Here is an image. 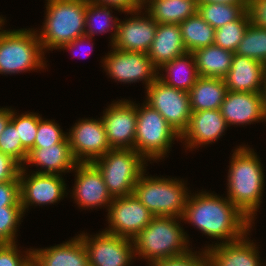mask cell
<instances>
[{"instance_id":"14","label":"cell","mask_w":266,"mask_h":266,"mask_svg":"<svg viewBox=\"0 0 266 266\" xmlns=\"http://www.w3.org/2000/svg\"><path fill=\"white\" fill-rule=\"evenodd\" d=\"M26 172V166H23L19 174L20 203L23 213L34 204L35 206L55 204L67 196L65 195L67 185L62 175L35 172L27 175Z\"/></svg>"},{"instance_id":"35","label":"cell","mask_w":266,"mask_h":266,"mask_svg":"<svg viewBox=\"0 0 266 266\" xmlns=\"http://www.w3.org/2000/svg\"><path fill=\"white\" fill-rule=\"evenodd\" d=\"M25 216L22 206H6L0 209V244L16 243L17 230ZM18 225V226H17Z\"/></svg>"},{"instance_id":"22","label":"cell","mask_w":266,"mask_h":266,"mask_svg":"<svg viewBox=\"0 0 266 266\" xmlns=\"http://www.w3.org/2000/svg\"><path fill=\"white\" fill-rule=\"evenodd\" d=\"M77 163L66 137L59 144L33 148L28 153L25 165L32 164L43 169H37L35 173L62 175V173L73 171Z\"/></svg>"},{"instance_id":"3","label":"cell","mask_w":266,"mask_h":266,"mask_svg":"<svg viewBox=\"0 0 266 266\" xmlns=\"http://www.w3.org/2000/svg\"><path fill=\"white\" fill-rule=\"evenodd\" d=\"M181 220L171 216H154L133 238L135 258L142 257L145 261L147 259V263H156L192 251L188 246L189 237L179 224Z\"/></svg>"},{"instance_id":"19","label":"cell","mask_w":266,"mask_h":266,"mask_svg":"<svg viewBox=\"0 0 266 266\" xmlns=\"http://www.w3.org/2000/svg\"><path fill=\"white\" fill-rule=\"evenodd\" d=\"M228 125L220 109L192 112L187 129L181 135L187 149H195L219 140ZM198 146V147H197Z\"/></svg>"},{"instance_id":"2","label":"cell","mask_w":266,"mask_h":266,"mask_svg":"<svg viewBox=\"0 0 266 266\" xmlns=\"http://www.w3.org/2000/svg\"><path fill=\"white\" fill-rule=\"evenodd\" d=\"M251 147L240 145L231 156L227 176V198L252 222L261 205L264 171L261 160Z\"/></svg>"},{"instance_id":"50","label":"cell","mask_w":266,"mask_h":266,"mask_svg":"<svg viewBox=\"0 0 266 266\" xmlns=\"http://www.w3.org/2000/svg\"><path fill=\"white\" fill-rule=\"evenodd\" d=\"M5 20H6V19H4V17L0 16V33L3 31V30H2L3 28H1V27H2V25L4 26V24H5L4 22H5Z\"/></svg>"},{"instance_id":"9","label":"cell","mask_w":266,"mask_h":266,"mask_svg":"<svg viewBox=\"0 0 266 266\" xmlns=\"http://www.w3.org/2000/svg\"><path fill=\"white\" fill-rule=\"evenodd\" d=\"M146 104L157 110L180 135L187 129L192 114L188 92L156 79L146 88Z\"/></svg>"},{"instance_id":"10","label":"cell","mask_w":266,"mask_h":266,"mask_svg":"<svg viewBox=\"0 0 266 266\" xmlns=\"http://www.w3.org/2000/svg\"><path fill=\"white\" fill-rule=\"evenodd\" d=\"M103 58V68L115 81L127 84L143 81L148 88L160 72L147 53L112 48Z\"/></svg>"},{"instance_id":"49","label":"cell","mask_w":266,"mask_h":266,"mask_svg":"<svg viewBox=\"0 0 266 266\" xmlns=\"http://www.w3.org/2000/svg\"><path fill=\"white\" fill-rule=\"evenodd\" d=\"M25 266H39L32 258Z\"/></svg>"},{"instance_id":"30","label":"cell","mask_w":266,"mask_h":266,"mask_svg":"<svg viewBox=\"0 0 266 266\" xmlns=\"http://www.w3.org/2000/svg\"><path fill=\"white\" fill-rule=\"evenodd\" d=\"M247 11V3L224 4L198 2V14L214 29L238 20Z\"/></svg>"},{"instance_id":"25","label":"cell","mask_w":266,"mask_h":266,"mask_svg":"<svg viewBox=\"0 0 266 266\" xmlns=\"http://www.w3.org/2000/svg\"><path fill=\"white\" fill-rule=\"evenodd\" d=\"M142 8L157 23L179 24L197 13L198 0H146Z\"/></svg>"},{"instance_id":"31","label":"cell","mask_w":266,"mask_h":266,"mask_svg":"<svg viewBox=\"0 0 266 266\" xmlns=\"http://www.w3.org/2000/svg\"><path fill=\"white\" fill-rule=\"evenodd\" d=\"M111 8L108 6L98 5L87 1L86 17H85V35L93 36L98 33L103 34L108 31L111 33V45L116 37L119 18L112 16ZM110 28V29H109Z\"/></svg>"},{"instance_id":"15","label":"cell","mask_w":266,"mask_h":266,"mask_svg":"<svg viewBox=\"0 0 266 266\" xmlns=\"http://www.w3.org/2000/svg\"><path fill=\"white\" fill-rule=\"evenodd\" d=\"M101 119L112 149H134L137 126L135 102L119 99L103 111Z\"/></svg>"},{"instance_id":"44","label":"cell","mask_w":266,"mask_h":266,"mask_svg":"<svg viewBox=\"0 0 266 266\" xmlns=\"http://www.w3.org/2000/svg\"><path fill=\"white\" fill-rule=\"evenodd\" d=\"M87 40V41H86ZM91 40H92V38L90 37V36H87V35H83V36H80V37H78V38H76L75 40H73L72 42H70V43H66V44H64L60 49L62 50H71V51H73V50H75V48H77L78 46H80V48L81 47H83L82 45H84V42L85 43H87L88 45H91ZM90 41V42H89ZM93 45H94V43H92V45H91V47L88 49V51H86L85 53V55H90V53L93 51ZM79 48V47H78ZM73 49V50H72ZM76 51V50H75ZM77 52V51H76ZM89 52V53H88ZM72 54L74 55V56H76V54L74 53V51L72 52ZM80 54V53H79ZM78 57H79V55H78Z\"/></svg>"},{"instance_id":"8","label":"cell","mask_w":266,"mask_h":266,"mask_svg":"<svg viewBox=\"0 0 266 266\" xmlns=\"http://www.w3.org/2000/svg\"><path fill=\"white\" fill-rule=\"evenodd\" d=\"M139 106V107H138ZM177 138V139H176ZM179 138V139H178ZM181 135L148 104H137V126L134 150L146 161H159L165 158L175 140ZM173 141V142H172Z\"/></svg>"},{"instance_id":"37","label":"cell","mask_w":266,"mask_h":266,"mask_svg":"<svg viewBox=\"0 0 266 266\" xmlns=\"http://www.w3.org/2000/svg\"><path fill=\"white\" fill-rule=\"evenodd\" d=\"M38 115V128L33 148H42V146H53L61 143L66 137L59 124L55 120H43Z\"/></svg>"},{"instance_id":"6","label":"cell","mask_w":266,"mask_h":266,"mask_svg":"<svg viewBox=\"0 0 266 266\" xmlns=\"http://www.w3.org/2000/svg\"><path fill=\"white\" fill-rule=\"evenodd\" d=\"M44 54L34 29L3 30L0 33V74L44 69Z\"/></svg>"},{"instance_id":"16","label":"cell","mask_w":266,"mask_h":266,"mask_svg":"<svg viewBox=\"0 0 266 266\" xmlns=\"http://www.w3.org/2000/svg\"><path fill=\"white\" fill-rule=\"evenodd\" d=\"M142 9L141 7L136 11L127 13V15L131 14L132 17L124 21L119 20L116 37L110 45L112 48L124 51L149 52L156 34L157 22L148 13H142V15Z\"/></svg>"},{"instance_id":"41","label":"cell","mask_w":266,"mask_h":266,"mask_svg":"<svg viewBox=\"0 0 266 266\" xmlns=\"http://www.w3.org/2000/svg\"><path fill=\"white\" fill-rule=\"evenodd\" d=\"M21 168L17 161L0 151V182L19 179Z\"/></svg>"},{"instance_id":"39","label":"cell","mask_w":266,"mask_h":266,"mask_svg":"<svg viewBox=\"0 0 266 266\" xmlns=\"http://www.w3.org/2000/svg\"><path fill=\"white\" fill-rule=\"evenodd\" d=\"M6 206H21L19 179L0 182V209Z\"/></svg>"},{"instance_id":"47","label":"cell","mask_w":266,"mask_h":266,"mask_svg":"<svg viewBox=\"0 0 266 266\" xmlns=\"http://www.w3.org/2000/svg\"><path fill=\"white\" fill-rule=\"evenodd\" d=\"M197 266H213V264L206 256Z\"/></svg>"},{"instance_id":"23","label":"cell","mask_w":266,"mask_h":266,"mask_svg":"<svg viewBox=\"0 0 266 266\" xmlns=\"http://www.w3.org/2000/svg\"><path fill=\"white\" fill-rule=\"evenodd\" d=\"M32 258L39 266H89V260L79 235L50 248L32 249Z\"/></svg>"},{"instance_id":"24","label":"cell","mask_w":266,"mask_h":266,"mask_svg":"<svg viewBox=\"0 0 266 266\" xmlns=\"http://www.w3.org/2000/svg\"><path fill=\"white\" fill-rule=\"evenodd\" d=\"M187 53L179 24L157 23L148 57L157 68Z\"/></svg>"},{"instance_id":"27","label":"cell","mask_w":266,"mask_h":266,"mask_svg":"<svg viewBox=\"0 0 266 266\" xmlns=\"http://www.w3.org/2000/svg\"><path fill=\"white\" fill-rule=\"evenodd\" d=\"M158 69L166 72V75L158 74V79L168 86L185 92H189L199 78L195 57L190 52L163 64Z\"/></svg>"},{"instance_id":"32","label":"cell","mask_w":266,"mask_h":266,"mask_svg":"<svg viewBox=\"0 0 266 266\" xmlns=\"http://www.w3.org/2000/svg\"><path fill=\"white\" fill-rule=\"evenodd\" d=\"M235 54L266 64V29L249 24Z\"/></svg>"},{"instance_id":"20","label":"cell","mask_w":266,"mask_h":266,"mask_svg":"<svg viewBox=\"0 0 266 266\" xmlns=\"http://www.w3.org/2000/svg\"><path fill=\"white\" fill-rule=\"evenodd\" d=\"M248 234L234 242L206 246V256L213 266H266L260 260L257 244L249 240Z\"/></svg>"},{"instance_id":"11","label":"cell","mask_w":266,"mask_h":266,"mask_svg":"<svg viewBox=\"0 0 266 266\" xmlns=\"http://www.w3.org/2000/svg\"><path fill=\"white\" fill-rule=\"evenodd\" d=\"M100 232L94 237L84 232L79 234L89 266H130L135 258L133 239Z\"/></svg>"},{"instance_id":"26","label":"cell","mask_w":266,"mask_h":266,"mask_svg":"<svg viewBox=\"0 0 266 266\" xmlns=\"http://www.w3.org/2000/svg\"><path fill=\"white\" fill-rule=\"evenodd\" d=\"M227 92L224 79L199 76L188 92L192 112L220 109Z\"/></svg>"},{"instance_id":"42","label":"cell","mask_w":266,"mask_h":266,"mask_svg":"<svg viewBox=\"0 0 266 266\" xmlns=\"http://www.w3.org/2000/svg\"><path fill=\"white\" fill-rule=\"evenodd\" d=\"M247 10L250 14L251 22L257 27L266 29V0H249Z\"/></svg>"},{"instance_id":"51","label":"cell","mask_w":266,"mask_h":266,"mask_svg":"<svg viewBox=\"0 0 266 266\" xmlns=\"http://www.w3.org/2000/svg\"><path fill=\"white\" fill-rule=\"evenodd\" d=\"M149 266H156V263H147Z\"/></svg>"},{"instance_id":"1","label":"cell","mask_w":266,"mask_h":266,"mask_svg":"<svg viewBox=\"0 0 266 266\" xmlns=\"http://www.w3.org/2000/svg\"><path fill=\"white\" fill-rule=\"evenodd\" d=\"M182 220L220 243L239 240L254 224L227 197L207 191L189 195Z\"/></svg>"},{"instance_id":"33","label":"cell","mask_w":266,"mask_h":266,"mask_svg":"<svg viewBox=\"0 0 266 266\" xmlns=\"http://www.w3.org/2000/svg\"><path fill=\"white\" fill-rule=\"evenodd\" d=\"M250 23L247 10L238 20L215 29L214 44L235 53Z\"/></svg>"},{"instance_id":"4","label":"cell","mask_w":266,"mask_h":266,"mask_svg":"<svg viewBox=\"0 0 266 266\" xmlns=\"http://www.w3.org/2000/svg\"><path fill=\"white\" fill-rule=\"evenodd\" d=\"M46 1L42 31L36 30L44 52L59 50L64 44L85 35L87 0Z\"/></svg>"},{"instance_id":"18","label":"cell","mask_w":266,"mask_h":266,"mask_svg":"<svg viewBox=\"0 0 266 266\" xmlns=\"http://www.w3.org/2000/svg\"><path fill=\"white\" fill-rule=\"evenodd\" d=\"M221 113L228 127L266 121L263 92H227Z\"/></svg>"},{"instance_id":"38","label":"cell","mask_w":266,"mask_h":266,"mask_svg":"<svg viewBox=\"0 0 266 266\" xmlns=\"http://www.w3.org/2000/svg\"><path fill=\"white\" fill-rule=\"evenodd\" d=\"M16 243L0 244V266H25L32 259V249L20 254ZM22 255V256H21Z\"/></svg>"},{"instance_id":"43","label":"cell","mask_w":266,"mask_h":266,"mask_svg":"<svg viewBox=\"0 0 266 266\" xmlns=\"http://www.w3.org/2000/svg\"><path fill=\"white\" fill-rule=\"evenodd\" d=\"M89 2L113 7L114 10H118V12L130 13L136 11L142 7V4L138 0H87Z\"/></svg>"},{"instance_id":"48","label":"cell","mask_w":266,"mask_h":266,"mask_svg":"<svg viewBox=\"0 0 266 266\" xmlns=\"http://www.w3.org/2000/svg\"><path fill=\"white\" fill-rule=\"evenodd\" d=\"M263 102H264V113L266 117V78H265V84L263 89Z\"/></svg>"},{"instance_id":"21","label":"cell","mask_w":266,"mask_h":266,"mask_svg":"<svg viewBox=\"0 0 266 266\" xmlns=\"http://www.w3.org/2000/svg\"><path fill=\"white\" fill-rule=\"evenodd\" d=\"M265 65L260 61L234 53L231 68L223 78L232 92H263L265 84Z\"/></svg>"},{"instance_id":"52","label":"cell","mask_w":266,"mask_h":266,"mask_svg":"<svg viewBox=\"0 0 266 266\" xmlns=\"http://www.w3.org/2000/svg\"><path fill=\"white\" fill-rule=\"evenodd\" d=\"M141 4H143L146 0H138Z\"/></svg>"},{"instance_id":"46","label":"cell","mask_w":266,"mask_h":266,"mask_svg":"<svg viewBox=\"0 0 266 266\" xmlns=\"http://www.w3.org/2000/svg\"><path fill=\"white\" fill-rule=\"evenodd\" d=\"M198 2H213V3H224V4L247 3L246 0H198Z\"/></svg>"},{"instance_id":"17","label":"cell","mask_w":266,"mask_h":266,"mask_svg":"<svg viewBox=\"0 0 266 266\" xmlns=\"http://www.w3.org/2000/svg\"><path fill=\"white\" fill-rule=\"evenodd\" d=\"M75 173V185L72 197L80 208H101L107 211L113 198L109 194L103 177L93 163H77L73 170Z\"/></svg>"},{"instance_id":"28","label":"cell","mask_w":266,"mask_h":266,"mask_svg":"<svg viewBox=\"0 0 266 266\" xmlns=\"http://www.w3.org/2000/svg\"><path fill=\"white\" fill-rule=\"evenodd\" d=\"M199 76L223 79L231 68L233 52L215 44L193 52Z\"/></svg>"},{"instance_id":"12","label":"cell","mask_w":266,"mask_h":266,"mask_svg":"<svg viewBox=\"0 0 266 266\" xmlns=\"http://www.w3.org/2000/svg\"><path fill=\"white\" fill-rule=\"evenodd\" d=\"M107 217L109 227L104 229L105 232L133 239L154 215L132 194L113 198Z\"/></svg>"},{"instance_id":"5","label":"cell","mask_w":266,"mask_h":266,"mask_svg":"<svg viewBox=\"0 0 266 266\" xmlns=\"http://www.w3.org/2000/svg\"><path fill=\"white\" fill-rule=\"evenodd\" d=\"M137 181L133 194L154 216L182 218L189 197L186 183L179 178L144 176ZM185 183V184H184Z\"/></svg>"},{"instance_id":"34","label":"cell","mask_w":266,"mask_h":266,"mask_svg":"<svg viewBox=\"0 0 266 266\" xmlns=\"http://www.w3.org/2000/svg\"><path fill=\"white\" fill-rule=\"evenodd\" d=\"M11 109L10 122L18 130L22 147L29 153L33 147L38 128V113L26 112L20 115Z\"/></svg>"},{"instance_id":"29","label":"cell","mask_w":266,"mask_h":266,"mask_svg":"<svg viewBox=\"0 0 266 266\" xmlns=\"http://www.w3.org/2000/svg\"><path fill=\"white\" fill-rule=\"evenodd\" d=\"M179 27L187 52L214 44L215 29L198 12L179 23Z\"/></svg>"},{"instance_id":"45","label":"cell","mask_w":266,"mask_h":266,"mask_svg":"<svg viewBox=\"0 0 266 266\" xmlns=\"http://www.w3.org/2000/svg\"><path fill=\"white\" fill-rule=\"evenodd\" d=\"M11 120V108H0V134Z\"/></svg>"},{"instance_id":"13","label":"cell","mask_w":266,"mask_h":266,"mask_svg":"<svg viewBox=\"0 0 266 266\" xmlns=\"http://www.w3.org/2000/svg\"><path fill=\"white\" fill-rule=\"evenodd\" d=\"M74 158L78 163H92L110 147L102 119H81L67 132Z\"/></svg>"},{"instance_id":"40","label":"cell","mask_w":266,"mask_h":266,"mask_svg":"<svg viewBox=\"0 0 266 266\" xmlns=\"http://www.w3.org/2000/svg\"><path fill=\"white\" fill-rule=\"evenodd\" d=\"M205 257L206 253L203 249L198 254L197 252L190 251L182 256L158 261L156 266H197Z\"/></svg>"},{"instance_id":"36","label":"cell","mask_w":266,"mask_h":266,"mask_svg":"<svg viewBox=\"0 0 266 266\" xmlns=\"http://www.w3.org/2000/svg\"><path fill=\"white\" fill-rule=\"evenodd\" d=\"M0 151L24 166L28 152L22 147L18 130L9 122L0 134Z\"/></svg>"},{"instance_id":"7","label":"cell","mask_w":266,"mask_h":266,"mask_svg":"<svg viewBox=\"0 0 266 266\" xmlns=\"http://www.w3.org/2000/svg\"><path fill=\"white\" fill-rule=\"evenodd\" d=\"M92 163L100 171L112 198L132 195L145 166H148L136 150L119 148L109 150Z\"/></svg>"}]
</instances>
